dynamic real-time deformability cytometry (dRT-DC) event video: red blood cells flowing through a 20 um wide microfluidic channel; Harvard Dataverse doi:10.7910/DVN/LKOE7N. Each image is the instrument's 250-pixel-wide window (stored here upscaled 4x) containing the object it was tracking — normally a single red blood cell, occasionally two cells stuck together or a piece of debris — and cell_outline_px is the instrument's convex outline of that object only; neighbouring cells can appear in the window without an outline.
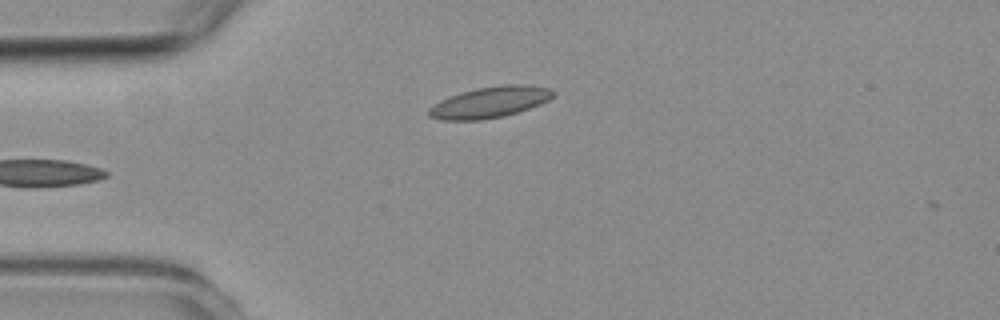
{"species": "common noctule bat (a hibernating species)", "species_latin": "Nyctalus noctula", "temperature_condition": "room temperature", "stored_images_in_passage": 2, "camera_frame_rate_fps": 3000, "um_per_image_px": 0.085, "animal": {"sex": "female", "body_mass_g": 19.3, "forearm_length_mm": 54.1}, "frame": {"image": 1, "passage_image": 2, "time_ms": 2.0, "image_size_px": [1000, 320], "cell_outline_px": [[556, 92], [548, 100], [540, 104], [504, 116], [480, 120], [444, 120], [428, 116], [428, 108], [440, 100], [460, 92], [476, 88], [500, 84], [524, 84], [548, 88]], "centroid_in_image_um": [41.61, 8.68], "position_along_channel_um": 43.4, "area_um2": 22.48}}